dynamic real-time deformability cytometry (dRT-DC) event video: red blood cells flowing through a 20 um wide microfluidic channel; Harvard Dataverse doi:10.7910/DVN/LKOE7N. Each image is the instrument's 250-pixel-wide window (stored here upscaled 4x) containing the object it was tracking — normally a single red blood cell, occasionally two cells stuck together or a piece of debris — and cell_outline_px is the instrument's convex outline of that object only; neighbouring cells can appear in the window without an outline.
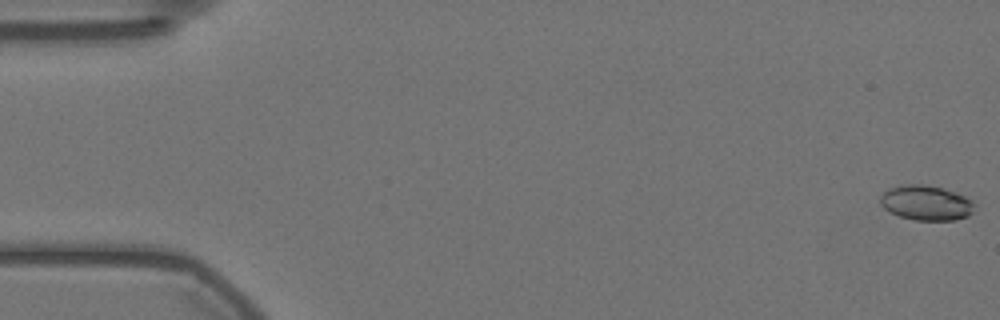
{"species": "Egyptian fruit bat (a non-hibernating species)", "species_latin": "Rousettus aegyptiacus", "temperature_condition": "warm", "stored_images_in_passage": 57, "camera_frame_rate_fps": 3000, "um_per_image_px": 0.085, "animal": {"sex": "female"}, "frame": {"image": 1, "passage_image": 1, "time_ms": 0.0, "image_size_px": [1000, 320], "cell_outline_px": [[976, 204], [972, 212], [968, 216], [956, 220], [912, 220], [900, 216], [884, 208], [880, 204], [880, 196], [888, 188], [900, 184], [924, 184], [944, 188], [964, 196], [972, 200]], "centroid_in_image_um": [78.72, 17.23], "position_along_channel_um": 6.3, "area_um2": 19.36}}
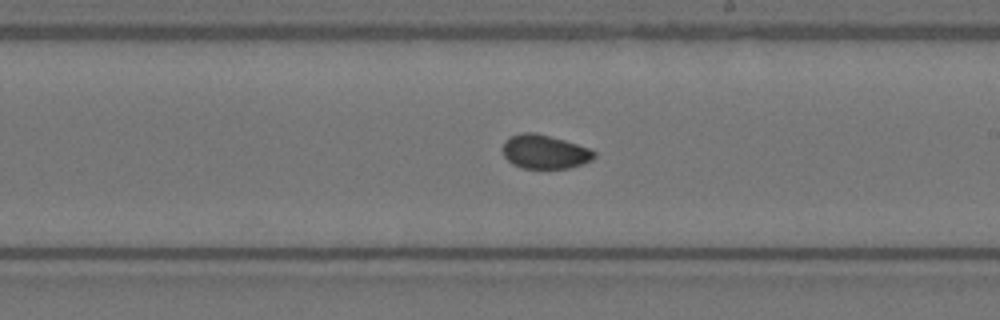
{"frame": {"image": 2, "passage_image": 33, "time_ms": 10.667, "image_size_px": [1000, 320], "cell_outline_px": [[596, 156], [592, 160], [568, 168], [520, 168], [512, 164], [504, 156], [504, 140], [512, 136], [524, 132], [536, 132], [564, 140], [588, 148], [596, 152]], "centroid_in_image_um": [46.29, 12.9], "position_along_channel_um": 242.7, "area_um2": 17.92}}
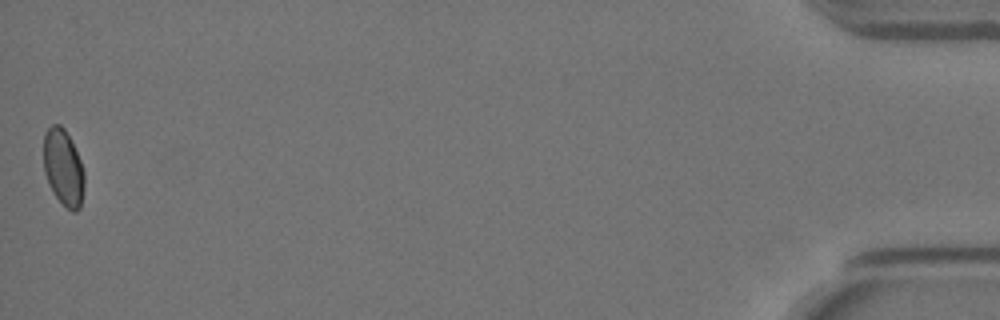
{"frame": {"image": 3, "passage_image": 57, "time_ms": 18.667, "image_size_px": [1000, 320], "cell_outline_px": [[84, 188], [80, 208], [76, 212], [72, 212], [52, 192], [44, 172], [44, 132], [52, 124], [60, 124], [64, 128], [80, 160], [84, 172]], "centroid_in_image_um": [5.38, 14.25], "position_along_channel_um": 429.8, "area_um2": 17.98}, "authors_computed_cell_mechanics": {"area_um2": 18.2648, "velocity_mm_per_s": 3.5709, "shape_relaxation_time_tau1_ms": null, "shape_relaxation_time_tau2_ms": 1.8981, "deformation_change_tau1": null, "deformation_change_tau2": 0.0469}}